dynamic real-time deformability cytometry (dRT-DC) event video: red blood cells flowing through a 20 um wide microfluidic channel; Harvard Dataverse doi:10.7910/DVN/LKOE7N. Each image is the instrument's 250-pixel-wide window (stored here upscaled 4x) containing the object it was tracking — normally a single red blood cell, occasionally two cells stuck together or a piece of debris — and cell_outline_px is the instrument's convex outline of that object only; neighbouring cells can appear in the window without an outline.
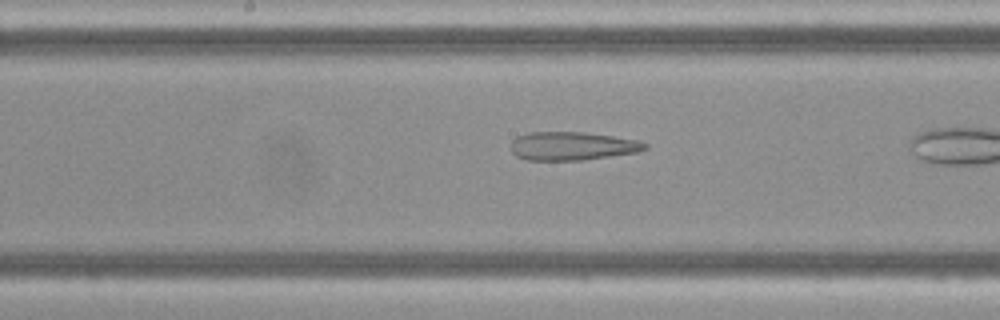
{"species": "Egyptian fruit bat (a non-hibernating species)", "species_latin": "Rousettus aegyptiacus", "temperature_condition": "cold", "stored_images_in_passage": 18, "camera_frame_rate_fps": 3000, "um_per_image_px": 0.085, "frame": {"image": 1, "passage_image": 13, "time_ms": 4.0, "image_size_px": [1000, 320], "cell_outline_px": [[648, 148], [636, 152], [584, 160], [528, 160], [516, 156], [512, 152], [512, 140], [516, 136], [528, 132], [584, 132], [640, 140], [648, 144]], "centroid_in_image_um": [48.64, 12.41], "position_along_channel_um": 199.6, "area_um2": 22.25}}
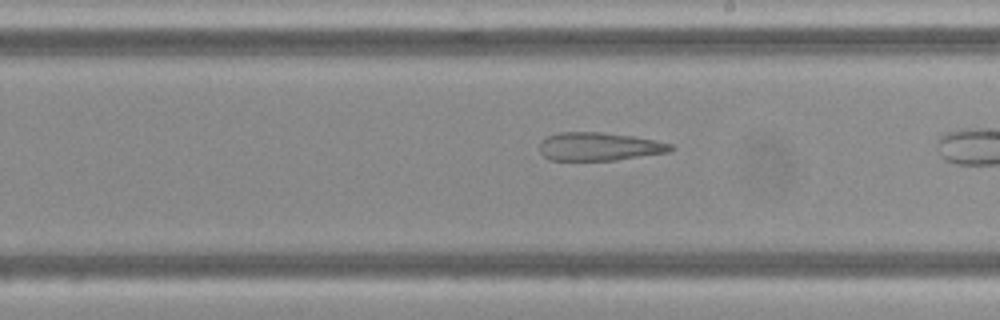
{"frame": {"image": 2, "passage_image": 16, "time_ms": 5.0, "image_size_px": [1000, 320], "cell_outline_px": [[676, 148], [668, 152], [616, 160], [548, 160], [540, 152], [540, 140], [548, 136], [560, 132], [600, 132], [632, 136], [672, 144]], "centroid_in_image_um": [50.9, 12.46], "position_along_channel_um": 238.1, "area_um2": 21.5}}